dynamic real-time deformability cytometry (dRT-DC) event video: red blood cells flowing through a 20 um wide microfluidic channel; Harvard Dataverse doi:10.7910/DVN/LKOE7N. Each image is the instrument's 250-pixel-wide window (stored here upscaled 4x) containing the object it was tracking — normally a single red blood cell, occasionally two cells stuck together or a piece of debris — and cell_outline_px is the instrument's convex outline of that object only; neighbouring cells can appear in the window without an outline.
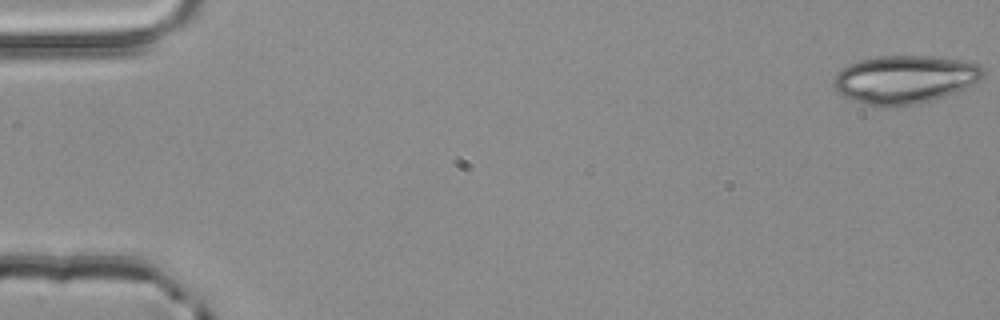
{"species": "common noctule bat (a hibernating species)", "species_latin": "Nyctalus noctula", "temperature_condition": "room temperature", "stored_images_in_passage": 4, "camera_frame_rate_fps": 3000, "um_per_image_px": 0.085, "animal": {"sex": "male", "body_mass_g": 20.4}, "frame": {"image": 1, "passage_image": 1, "time_ms": 0.0, "image_size_px": [1000, 320], "cell_outline_px": [[984, 76], [976, 84], [956, 92], [932, 100], [916, 104], [888, 108], [880, 108], [852, 100], [836, 92], [832, 84], [832, 80], [836, 72], [840, 68], [848, 64], [860, 60], [876, 56], [932, 56], [960, 60], [980, 64], [984, 72]], "centroid_in_image_um": [76.87, 6.76], "position_along_channel_um": 8.1, "area_um2": 42.71}}